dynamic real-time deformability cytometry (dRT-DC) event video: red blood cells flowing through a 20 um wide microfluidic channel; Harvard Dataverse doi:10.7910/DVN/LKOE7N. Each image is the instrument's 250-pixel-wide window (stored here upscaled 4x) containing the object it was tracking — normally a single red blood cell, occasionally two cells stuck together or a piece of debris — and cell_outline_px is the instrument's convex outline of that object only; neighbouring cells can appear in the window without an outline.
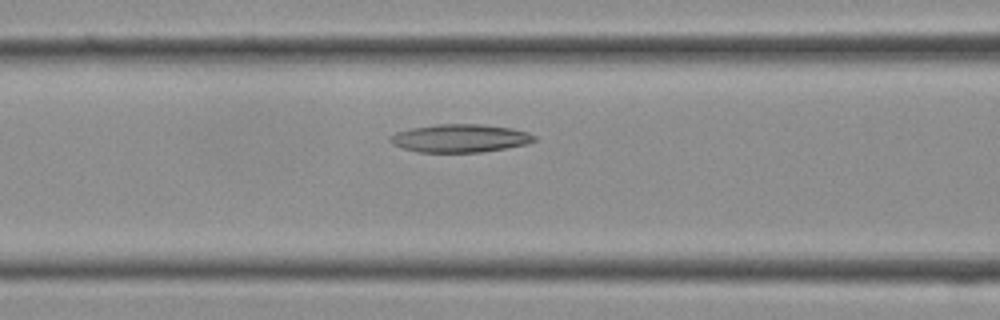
{"species": "Egyptian fruit bat (a non-hibernating species)", "species_latin": "Rousettus aegyptiacus", "temperature_condition": "cold", "stored_images_in_passage": 12, "camera_frame_rate_fps": 3000, "um_per_image_px": 0.085, "frame": {"image": 1, "passage_image": 4, "time_ms": 1.0, "image_size_px": [1000, 320], "cell_outline_px": [[536, 140], [528, 144], [480, 152], [416, 152], [392, 144], [388, 140], [388, 136], [396, 132], [412, 128], [436, 124], [484, 124], [512, 128], [528, 132], [536, 136]], "centroid_in_image_um": [39.1, 11.74], "position_along_channel_um": 127.5, "area_um2": 23.7}}
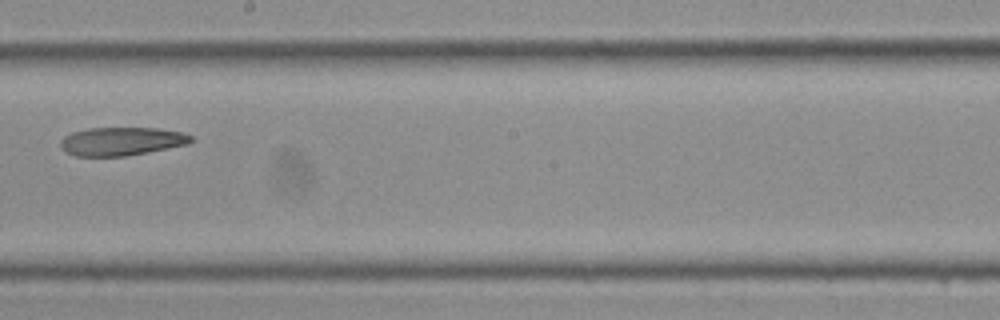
{"frame": {"image": 2, "passage_image": 9, "time_ms": 2.667, "image_size_px": [1000, 320], "cell_outline_px": [[196, 140], [188, 144], [128, 156], [76, 156], [64, 152], [60, 148], [60, 140], [64, 136], [72, 132], [88, 128], [156, 128], [180, 132], [192, 136]], "centroid_in_image_um": [10.3, 12.02], "position_along_channel_um": 237.9, "area_um2": 21.73}}
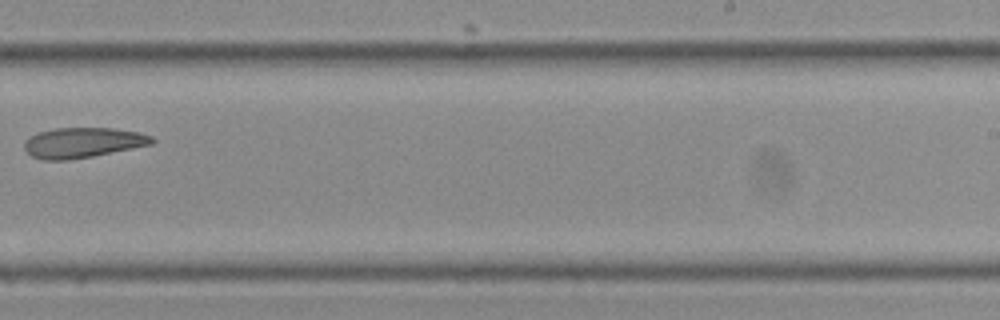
{"frame": {"image": 3, "passage_image": 11, "time_ms": 3.333, "image_size_px": [1000, 320], "cell_outline_px": [[156, 140], [152, 144], [92, 156], [68, 160], [44, 160], [32, 156], [24, 148], [24, 140], [28, 136], [40, 132], [56, 128], [112, 128], [140, 132], [152, 136]], "centroid_in_image_um": [7.03, 12.12], "position_along_channel_um": 282.0, "area_um2": 22.43}}